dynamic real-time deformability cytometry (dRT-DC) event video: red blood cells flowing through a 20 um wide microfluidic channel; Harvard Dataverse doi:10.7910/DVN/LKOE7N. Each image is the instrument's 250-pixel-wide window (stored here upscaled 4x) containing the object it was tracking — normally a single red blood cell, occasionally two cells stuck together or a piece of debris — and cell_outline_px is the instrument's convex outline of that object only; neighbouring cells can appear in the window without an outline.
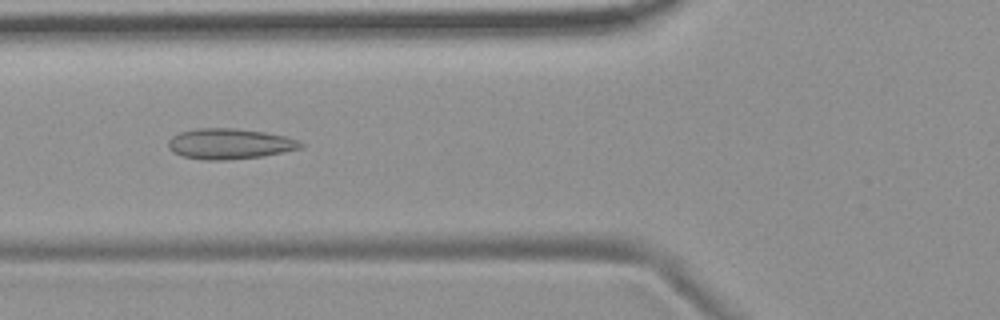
{"species": "common noctule bat (a hibernating species)", "species_latin": "Nyctalus noctula", "temperature_condition": "room temperature", "stored_images_in_passage": 10, "camera_frame_rate_fps": 3000, "um_per_image_px": 0.085, "animal": {"sex": "female", "body_mass_g": 19.9}, "frame": {"image": 1, "passage_image": 6, "time_ms": 6.0, "image_size_px": [1000, 320], "cell_outline_px": [[304, 148], [264, 156], [228, 160], [204, 160], [184, 156], [172, 152], [168, 148], [168, 140], [172, 136], [180, 132], [196, 128], [236, 128], [264, 132], [284, 136], [296, 140], [304, 144]], "centroid_in_image_um": [19.51, 12.23], "position_along_channel_um": 106.3, "area_um2": 23.7}}
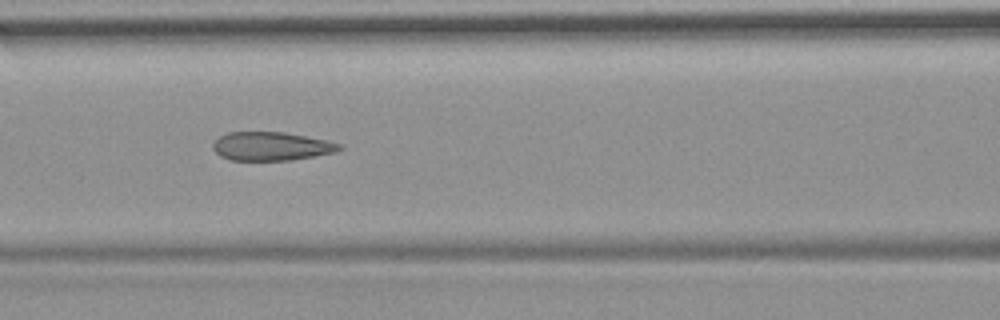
{"frame": {"image": 2, "passage_image": 7, "time_ms": 7.0, "image_size_px": [1000, 320], "cell_outline_px": [[344, 148], [336, 152], [292, 160], [232, 160], [220, 156], [212, 148], [212, 144], [220, 136], [228, 132], [284, 132], [344, 144]], "centroid_in_image_um": [23.08, 12.43], "position_along_channel_um": 143.5, "area_um2": 21.04}}